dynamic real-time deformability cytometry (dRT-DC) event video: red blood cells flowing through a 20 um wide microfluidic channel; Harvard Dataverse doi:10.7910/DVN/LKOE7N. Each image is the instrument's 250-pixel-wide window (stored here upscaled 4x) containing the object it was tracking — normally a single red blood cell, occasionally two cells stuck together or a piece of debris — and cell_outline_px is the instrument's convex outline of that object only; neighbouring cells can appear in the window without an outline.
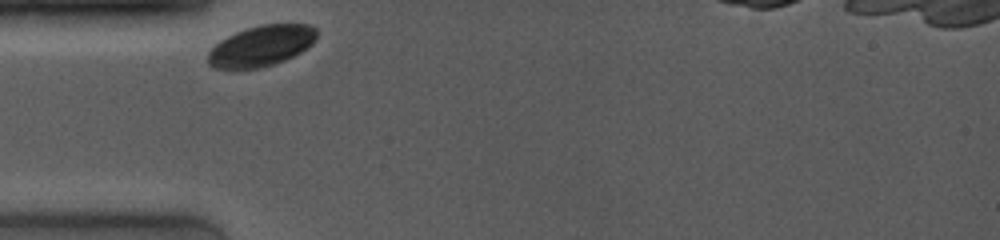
{"species": "common noctule bat (a hibernating species)", "species_latin": "Nyctalus noctula", "temperature_condition": "room temperature", "stored_images_in_passage": 2, "camera_frame_rate_fps": 4000, "um_per_image_px": 0.085, "animal": {"sex": "female", "body_mass_g": 19.0, "forearm_length_mm": 53.3}, "frame": {"image": 1, "passage_image": 1, "time_ms": 0.0, "image_size_px": [1000, 240], "cell_outline_px": [[316, 40], [312, 44], [300, 52], [284, 60], [260, 68], [232, 72], [212, 68], [208, 64], [208, 52], [220, 40], [236, 32], [260, 24], [308, 24], [316, 28]], "centroid_in_image_um": [22.15, 3.94], "position_along_channel_um": 62.8, "area_um2": 26.3}}